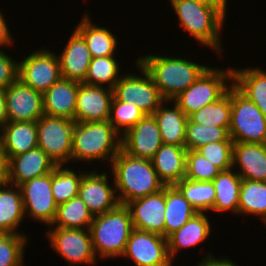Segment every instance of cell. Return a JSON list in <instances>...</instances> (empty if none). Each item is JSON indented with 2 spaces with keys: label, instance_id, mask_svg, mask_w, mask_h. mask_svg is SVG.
<instances>
[{
  "label": "cell",
  "instance_id": "1",
  "mask_svg": "<svg viewBox=\"0 0 266 266\" xmlns=\"http://www.w3.org/2000/svg\"><path fill=\"white\" fill-rule=\"evenodd\" d=\"M179 25L190 34V37L211 48L221 55L222 41L220 33L226 19V11L220 6L205 0H169Z\"/></svg>",
  "mask_w": 266,
  "mask_h": 266
},
{
  "label": "cell",
  "instance_id": "2",
  "mask_svg": "<svg viewBox=\"0 0 266 266\" xmlns=\"http://www.w3.org/2000/svg\"><path fill=\"white\" fill-rule=\"evenodd\" d=\"M109 166L112 168L113 185L119 204L126 205L165 187L151 160L133 157L122 149Z\"/></svg>",
  "mask_w": 266,
  "mask_h": 266
},
{
  "label": "cell",
  "instance_id": "3",
  "mask_svg": "<svg viewBox=\"0 0 266 266\" xmlns=\"http://www.w3.org/2000/svg\"><path fill=\"white\" fill-rule=\"evenodd\" d=\"M151 75L164 100H173L190 87L209 67L190 59L144 55L136 59Z\"/></svg>",
  "mask_w": 266,
  "mask_h": 266
},
{
  "label": "cell",
  "instance_id": "4",
  "mask_svg": "<svg viewBox=\"0 0 266 266\" xmlns=\"http://www.w3.org/2000/svg\"><path fill=\"white\" fill-rule=\"evenodd\" d=\"M121 134L106 121L75 122L72 139L71 162L97 160L110 164L121 150ZM76 160V161H75Z\"/></svg>",
  "mask_w": 266,
  "mask_h": 266
},
{
  "label": "cell",
  "instance_id": "5",
  "mask_svg": "<svg viewBox=\"0 0 266 266\" xmlns=\"http://www.w3.org/2000/svg\"><path fill=\"white\" fill-rule=\"evenodd\" d=\"M132 230L131 214L124 204L94 216L89 231L95 256L102 259L121 257Z\"/></svg>",
  "mask_w": 266,
  "mask_h": 266
},
{
  "label": "cell",
  "instance_id": "6",
  "mask_svg": "<svg viewBox=\"0 0 266 266\" xmlns=\"http://www.w3.org/2000/svg\"><path fill=\"white\" fill-rule=\"evenodd\" d=\"M229 82V84H228ZM232 85V67H209L190 87L173 101L189 116L205 105L216 102Z\"/></svg>",
  "mask_w": 266,
  "mask_h": 266
},
{
  "label": "cell",
  "instance_id": "7",
  "mask_svg": "<svg viewBox=\"0 0 266 266\" xmlns=\"http://www.w3.org/2000/svg\"><path fill=\"white\" fill-rule=\"evenodd\" d=\"M229 135L234 143H266V116L233 84Z\"/></svg>",
  "mask_w": 266,
  "mask_h": 266
},
{
  "label": "cell",
  "instance_id": "8",
  "mask_svg": "<svg viewBox=\"0 0 266 266\" xmlns=\"http://www.w3.org/2000/svg\"><path fill=\"white\" fill-rule=\"evenodd\" d=\"M38 147L56 164H69L75 121L43 115L36 122Z\"/></svg>",
  "mask_w": 266,
  "mask_h": 266
},
{
  "label": "cell",
  "instance_id": "9",
  "mask_svg": "<svg viewBox=\"0 0 266 266\" xmlns=\"http://www.w3.org/2000/svg\"><path fill=\"white\" fill-rule=\"evenodd\" d=\"M136 66L140 73L122 74L114 85L113 96L119 101L135 104L145 115H152L164 99L148 71L138 61Z\"/></svg>",
  "mask_w": 266,
  "mask_h": 266
},
{
  "label": "cell",
  "instance_id": "10",
  "mask_svg": "<svg viewBox=\"0 0 266 266\" xmlns=\"http://www.w3.org/2000/svg\"><path fill=\"white\" fill-rule=\"evenodd\" d=\"M51 248L70 265L97 263L89 229L48 227L45 233Z\"/></svg>",
  "mask_w": 266,
  "mask_h": 266
},
{
  "label": "cell",
  "instance_id": "11",
  "mask_svg": "<svg viewBox=\"0 0 266 266\" xmlns=\"http://www.w3.org/2000/svg\"><path fill=\"white\" fill-rule=\"evenodd\" d=\"M61 78L58 56L47 48L33 51L18 61V79L42 94Z\"/></svg>",
  "mask_w": 266,
  "mask_h": 266
},
{
  "label": "cell",
  "instance_id": "12",
  "mask_svg": "<svg viewBox=\"0 0 266 266\" xmlns=\"http://www.w3.org/2000/svg\"><path fill=\"white\" fill-rule=\"evenodd\" d=\"M121 257L132 259L136 266H169L167 238L133 228Z\"/></svg>",
  "mask_w": 266,
  "mask_h": 266
},
{
  "label": "cell",
  "instance_id": "13",
  "mask_svg": "<svg viewBox=\"0 0 266 266\" xmlns=\"http://www.w3.org/2000/svg\"><path fill=\"white\" fill-rule=\"evenodd\" d=\"M25 217L50 226L55 218L56 204L51 187V173L36 177L20 186ZM27 214V215H26Z\"/></svg>",
  "mask_w": 266,
  "mask_h": 266
},
{
  "label": "cell",
  "instance_id": "14",
  "mask_svg": "<svg viewBox=\"0 0 266 266\" xmlns=\"http://www.w3.org/2000/svg\"><path fill=\"white\" fill-rule=\"evenodd\" d=\"M2 161L4 180L15 186L51 173L56 167V164L39 147Z\"/></svg>",
  "mask_w": 266,
  "mask_h": 266
},
{
  "label": "cell",
  "instance_id": "15",
  "mask_svg": "<svg viewBox=\"0 0 266 266\" xmlns=\"http://www.w3.org/2000/svg\"><path fill=\"white\" fill-rule=\"evenodd\" d=\"M5 98L10 122H37L44 115L43 94L18 78L5 89Z\"/></svg>",
  "mask_w": 266,
  "mask_h": 266
},
{
  "label": "cell",
  "instance_id": "16",
  "mask_svg": "<svg viewBox=\"0 0 266 266\" xmlns=\"http://www.w3.org/2000/svg\"><path fill=\"white\" fill-rule=\"evenodd\" d=\"M162 144L161 133L153 115H145L121 136V149L141 159L152 160Z\"/></svg>",
  "mask_w": 266,
  "mask_h": 266
},
{
  "label": "cell",
  "instance_id": "17",
  "mask_svg": "<svg viewBox=\"0 0 266 266\" xmlns=\"http://www.w3.org/2000/svg\"><path fill=\"white\" fill-rule=\"evenodd\" d=\"M107 172L90 170L83 174L78 196L87 205L93 216L104 214L114 209L118 204L115 186L109 185Z\"/></svg>",
  "mask_w": 266,
  "mask_h": 266
},
{
  "label": "cell",
  "instance_id": "18",
  "mask_svg": "<svg viewBox=\"0 0 266 266\" xmlns=\"http://www.w3.org/2000/svg\"><path fill=\"white\" fill-rule=\"evenodd\" d=\"M126 206L131 214L133 228L164 237L165 187L156 193L132 200Z\"/></svg>",
  "mask_w": 266,
  "mask_h": 266
},
{
  "label": "cell",
  "instance_id": "19",
  "mask_svg": "<svg viewBox=\"0 0 266 266\" xmlns=\"http://www.w3.org/2000/svg\"><path fill=\"white\" fill-rule=\"evenodd\" d=\"M113 89L79 84L75 122L106 121L110 117Z\"/></svg>",
  "mask_w": 266,
  "mask_h": 266
},
{
  "label": "cell",
  "instance_id": "20",
  "mask_svg": "<svg viewBox=\"0 0 266 266\" xmlns=\"http://www.w3.org/2000/svg\"><path fill=\"white\" fill-rule=\"evenodd\" d=\"M67 44L58 54L61 76L64 79L83 82L92 60L84 38L74 29Z\"/></svg>",
  "mask_w": 266,
  "mask_h": 266
},
{
  "label": "cell",
  "instance_id": "21",
  "mask_svg": "<svg viewBox=\"0 0 266 266\" xmlns=\"http://www.w3.org/2000/svg\"><path fill=\"white\" fill-rule=\"evenodd\" d=\"M38 147L37 125L33 121L10 122L0 130V154L11 159Z\"/></svg>",
  "mask_w": 266,
  "mask_h": 266
},
{
  "label": "cell",
  "instance_id": "22",
  "mask_svg": "<svg viewBox=\"0 0 266 266\" xmlns=\"http://www.w3.org/2000/svg\"><path fill=\"white\" fill-rule=\"evenodd\" d=\"M81 82L61 78L43 94L45 115L75 121L79 84Z\"/></svg>",
  "mask_w": 266,
  "mask_h": 266
},
{
  "label": "cell",
  "instance_id": "23",
  "mask_svg": "<svg viewBox=\"0 0 266 266\" xmlns=\"http://www.w3.org/2000/svg\"><path fill=\"white\" fill-rule=\"evenodd\" d=\"M232 165L241 179L266 182V143H234Z\"/></svg>",
  "mask_w": 266,
  "mask_h": 266
},
{
  "label": "cell",
  "instance_id": "24",
  "mask_svg": "<svg viewBox=\"0 0 266 266\" xmlns=\"http://www.w3.org/2000/svg\"><path fill=\"white\" fill-rule=\"evenodd\" d=\"M206 212H197L180 229L167 237L168 254L173 262L178 251L205 242L212 232Z\"/></svg>",
  "mask_w": 266,
  "mask_h": 266
},
{
  "label": "cell",
  "instance_id": "25",
  "mask_svg": "<svg viewBox=\"0 0 266 266\" xmlns=\"http://www.w3.org/2000/svg\"><path fill=\"white\" fill-rule=\"evenodd\" d=\"M187 150L184 146L162 144L152 158L159 179L165 186L175 185L185 178Z\"/></svg>",
  "mask_w": 266,
  "mask_h": 266
},
{
  "label": "cell",
  "instance_id": "26",
  "mask_svg": "<svg viewBox=\"0 0 266 266\" xmlns=\"http://www.w3.org/2000/svg\"><path fill=\"white\" fill-rule=\"evenodd\" d=\"M171 108H169L168 105ZM159 127L163 144L185 146L188 116L173 100H164L152 114Z\"/></svg>",
  "mask_w": 266,
  "mask_h": 266
},
{
  "label": "cell",
  "instance_id": "27",
  "mask_svg": "<svg viewBox=\"0 0 266 266\" xmlns=\"http://www.w3.org/2000/svg\"><path fill=\"white\" fill-rule=\"evenodd\" d=\"M24 218L20 187L3 179L0 182V233L26 235L17 229Z\"/></svg>",
  "mask_w": 266,
  "mask_h": 266
},
{
  "label": "cell",
  "instance_id": "28",
  "mask_svg": "<svg viewBox=\"0 0 266 266\" xmlns=\"http://www.w3.org/2000/svg\"><path fill=\"white\" fill-rule=\"evenodd\" d=\"M74 28L86 41L92 58L115 56L118 47L117 38L108 28L97 26L88 14Z\"/></svg>",
  "mask_w": 266,
  "mask_h": 266
},
{
  "label": "cell",
  "instance_id": "29",
  "mask_svg": "<svg viewBox=\"0 0 266 266\" xmlns=\"http://www.w3.org/2000/svg\"><path fill=\"white\" fill-rule=\"evenodd\" d=\"M232 84L266 116V71L260 67L232 68Z\"/></svg>",
  "mask_w": 266,
  "mask_h": 266
},
{
  "label": "cell",
  "instance_id": "30",
  "mask_svg": "<svg viewBox=\"0 0 266 266\" xmlns=\"http://www.w3.org/2000/svg\"><path fill=\"white\" fill-rule=\"evenodd\" d=\"M232 168L221 171L212 181L215 188L214 205L211 211L231 212L238 215L241 177Z\"/></svg>",
  "mask_w": 266,
  "mask_h": 266
},
{
  "label": "cell",
  "instance_id": "31",
  "mask_svg": "<svg viewBox=\"0 0 266 266\" xmlns=\"http://www.w3.org/2000/svg\"><path fill=\"white\" fill-rule=\"evenodd\" d=\"M165 226L164 237L180 229L197 213L192 204L174 186H165Z\"/></svg>",
  "mask_w": 266,
  "mask_h": 266
},
{
  "label": "cell",
  "instance_id": "32",
  "mask_svg": "<svg viewBox=\"0 0 266 266\" xmlns=\"http://www.w3.org/2000/svg\"><path fill=\"white\" fill-rule=\"evenodd\" d=\"M93 214L87 205L77 196L58 205L55 218L50 226L68 229H89Z\"/></svg>",
  "mask_w": 266,
  "mask_h": 266
},
{
  "label": "cell",
  "instance_id": "33",
  "mask_svg": "<svg viewBox=\"0 0 266 266\" xmlns=\"http://www.w3.org/2000/svg\"><path fill=\"white\" fill-rule=\"evenodd\" d=\"M238 214L259 216L266 224V182L242 179Z\"/></svg>",
  "mask_w": 266,
  "mask_h": 266
},
{
  "label": "cell",
  "instance_id": "34",
  "mask_svg": "<svg viewBox=\"0 0 266 266\" xmlns=\"http://www.w3.org/2000/svg\"><path fill=\"white\" fill-rule=\"evenodd\" d=\"M188 119L204 126H219L229 130L231 123V86L216 102L193 112Z\"/></svg>",
  "mask_w": 266,
  "mask_h": 266
},
{
  "label": "cell",
  "instance_id": "35",
  "mask_svg": "<svg viewBox=\"0 0 266 266\" xmlns=\"http://www.w3.org/2000/svg\"><path fill=\"white\" fill-rule=\"evenodd\" d=\"M65 165L56 166L51 172V187L57 205L63 204L78 196L79 186L83 177L80 169L65 168Z\"/></svg>",
  "mask_w": 266,
  "mask_h": 266
},
{
  "label": "cell",
  "instance_id": "36",
  "mask_svg": "<svg viewBox=\"0 0 266 266\" xmlns=\"http://www.w3.org/2000/svg\"><path fill=\"white\" fill-rule=\"evenodd\" d=\"M192 204L197 212H209L213 208L215 188L212 181H192L184 178L174 185Z\"/></svg>",
  "mask_w": 266,
  "mask_h": 266
},
{
  "label": "cell",
  "instance_id": "37",
  "mask_svg": "<svg viewBox=\"0 0 266 266\" xmlns=\"http://www.w3.org/2000/svg\"><path fill=\"white\" fill-rule=\"evenodd\" d=\"M120 63L115 56L92 58L86 79L82 82L91 86H104L113 89L120 79Z\"/></svg>",
  "mask_w": 266,
  "mask_h": 266
},
{
  "label": "cell",
  "instance_id": "38",
  "mask_svg": "<svg viewBox=\"0 0 266 266\" xmlns=\"http://www.w3.org/2000/svg\"><path fill=\"white\" fill-rule=\"evenodd\" d=\"M218 141H233L227 128L215 125L204 126L188 119L184 146L187 151L197 150L201 146Z\"/></svg>",
  "mask_w": 266,
  "mask_h": 266
},
{
  "label": "cell",
  "instance_id": "39",
  "mask_svg": "<svg viewBox=\"0 0 266 266\" xmlns=\"http://www.w3.org/2000/svg\"><path fill=\"white\" fill-rule=\"evenodd\" d=\"M144 116V112L135 104L119 101L113 96L109 122L121 135L136 125Z\"/></svg>",
  "mask_w": 266,
  "mask_h": 266
},
{
  "label": "cell",
  "instance_id": "40",
  "mask_svg": "<svg viewBox=\"0 0 266 266\" xmlns=\"http://www.w3.org/2000/svg\"><path fill=\"white\" fill-rule=\"evenodd\" d=\"M27 236L0 233V266H23Z\"/></svg>",
  "mask_w": 266,
  "mask_h": 266
},
{
  "label": "cell",
  "instance_id": "41",
  "mask_svg": "<svg viewBox=\"0 0 266 266\" xmlns=\"http://www.w3.org/2000/svg\"><path fill=\"white\" fill-rule=\"evenodd\" d=\"M221 171L196 150L187 151L185 178L192 181H213Z\"/></svg>",
  "mask_w": 266,
  "mask_h": 266
},
{
  "label": "cell",
  "instance_id": "42",
  "mask_svg": "<svg viewBox=\"0 0 266 266\" xmlns=\"http://www.w3.org/2000/svg\"><path fill=\"white\" fill-rule=\"evenodd\" d=\"M233 144V141H218L201 146L196 151L220 171H226L233 168Z\"/></svg>",
  "mask_w": 266,
  "mask_h": 266
},
{
  "label": "cell",
  "instance_id": "43",
  "mask_svg": "<svg viewBox=\"0 0 266 266\" xmlns=\"http://www.w3.org/2000/svg\"><path fill=\"white\" fill-rule=\"evenodd\" d=\"M18 78V62L0 50V88L6 89Z\"/></svg>",
  "mask_w": 266,
  "mask_h": 266
},
{
  "label": "cell",
  "instance_id": "44",
  "mask_svg": "<svg viewBox=\"0 0 266 266\" xmlns=\"http://www.w3.org/2000/svg\"><path fill=\"white\" fill-rule=\"evenodd\" d=\"M213 255V253L211 254L208 252L206 257L197 263V266H239L226 256H223L222 258H216Z\"/></svg>",
  "mask_w": 266,
  "mask_h": 266
},
{
  "label": "cell",
  "instance_id": "45",
  "mask_svg": "<svg viewBox=\"0 0 266 266\" xmlns=\"http://www.w3.org/2000/svg\"><path fill=\"white\" fill-rule=\"evenodd\" d=\"M12 37L6 19L4 18L3 11L0 10V50H4V47L7 48L9 45H12L14 42Z\"/></svg>",
  "mask_w": 266,
  "mask_h": 266
},
{
  "label": "cell",
  "instance_id": "46",
  "mask_svg": "<svg viewBox=\"0 0 266 266\" xmlns=\"http://www.w3.org/2000/svg\"><path fill=\"white\" fill-rule=\"evenodd\" d=\"M8 122L5 89L0 88V130Z\"/></svg>",
  "mask_w": 266,
  "mask_h": 266
},
{
  "label": "cell",
  "instance_id": "47",
  "mask_svg": "<svg viewBox=\"0 0 266 266\" xmlns=\"http://www.w3.org/2000/svg\"><path fill=\"white\" fill-rule=\"evenodd\" d=\"M205 1H210L212 3L217 4L218 6H220L224 11L227 12V0H205Z\"/></svg>",
  "mask_w": 266,
  "mask_h": 266
},
{
  "label": "cell",
  "instance_id": "48",
  "mask_svg": "<svg viewBox=\"0 0 266 266\" xmlns=\"http://www.w3.org/2000/svg\"><path fill=\"white\" fill-rule=\"evenodd\" d=\"M4 164L0 154V182L4 179Z\"/></svg>",
  "mask_w": 266,
  "mask_h": 266
}]
</instances>
